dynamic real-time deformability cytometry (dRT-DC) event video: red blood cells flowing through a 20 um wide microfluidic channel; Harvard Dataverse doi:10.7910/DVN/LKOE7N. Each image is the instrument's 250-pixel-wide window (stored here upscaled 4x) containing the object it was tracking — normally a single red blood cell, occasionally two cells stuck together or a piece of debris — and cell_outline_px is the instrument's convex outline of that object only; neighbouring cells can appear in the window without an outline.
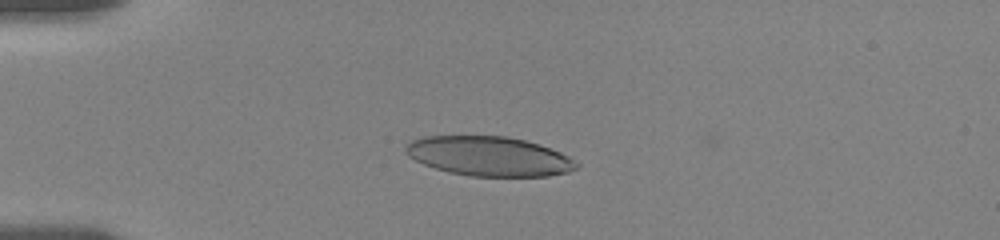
{"species": "human", "species_latin": "Homo sapiens", "temperature_condition": "room temperature", "stored_images_in_passage": 70, "camera_frame_rate_fps": 3000, "um_per_image_px": 0.085, "donor": {"sex": "female"}, "frame": {"image": 1, "passage_image": 19, "time_ms": 4.333, "image_size_px": [1000, 240], "cell_outline_px": [[580, 168], [568, 172], [548, 176], [468, 176], [448, 172], [424, 164], [408, 156], [404, 152], [404, 144], [412, 140], [424, 136], [508, 136], [540, 144], [560, 152], [568, 156], [580, 164]], "centroid_in_image_um": [41.57, 13.28], "position_along_channel_um": 43.4, "area_um2": 39.59}}
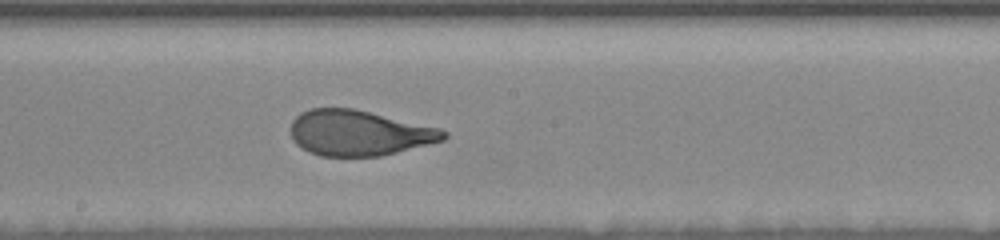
{"frame": {"image": 2, "passage_image": 44, "time_ms": 10.0, "image_size_px": [1000, 240], "cell_outline_px": [[448, 136], [444, 140], [380, 156], [320, 156], [308, 152], [296, 144], [292, 140], [292, 120], [300, 112], [312, 108], [352, 108], [440, 128], [448, 132]], "centroid_in_image_um": [30.5, 11.3], "position_along_channel_um": 217.7, "area_um2": 40.34}}
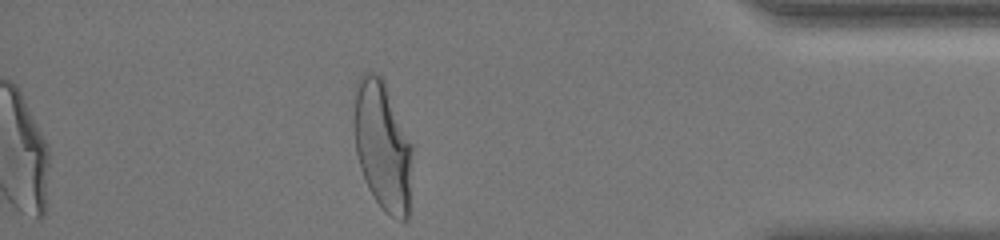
{"frame": {"image": 3, "passage_image": 70, "time_ms": 16.0, "image_size_px": [1000, 240], "cell_outline_px": [[412, 152], [408, 220], [400, 220], [388, 216], [384, 212], [372, 196], [364, 180], [356, 156], [356, 80], [364, 72], [372, 72], [380, 76], [384, 80], [412, 144]], "centroid_in_image_um": [32.54, 12.46], "position_along_channel_um": 402.7, "area_um2": 43.7}, "authors_computed_cell_mechanics": {"area_um2": 40.9513, "velocity_mm_per_s": 3.6142, "shape_relaxation_time_tau1_ms": 5.1729, "shape_relaxation_time_tau2_ms": null, "deformation_change_tau1": 0.2119, "deformation_change_tau2": null}}